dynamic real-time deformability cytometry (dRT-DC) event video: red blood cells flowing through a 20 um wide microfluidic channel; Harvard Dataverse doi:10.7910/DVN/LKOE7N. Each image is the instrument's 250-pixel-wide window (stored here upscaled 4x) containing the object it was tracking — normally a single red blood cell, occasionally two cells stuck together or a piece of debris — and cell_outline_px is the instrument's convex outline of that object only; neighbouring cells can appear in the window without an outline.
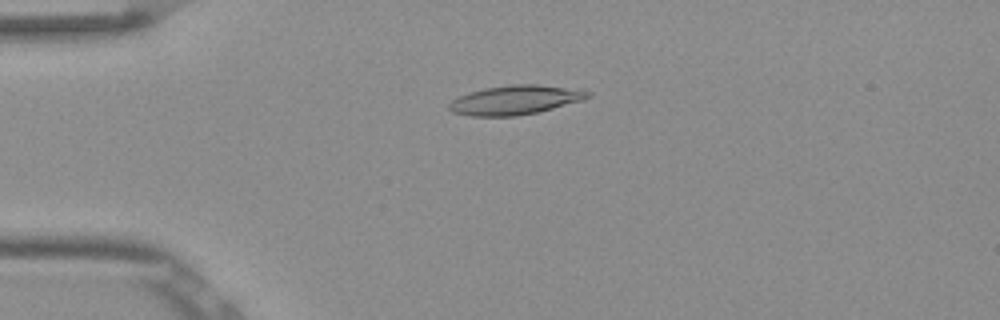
{"species": "Egyptian fruit bat (a non-hibernating species)", "species_latin": "Rousettus aegyptiacus", "temperature_condition": "room temperature", "stored_images_in_passage": 44, "camera_frame_rate_fps": 3000, "um_per_image_px": 0.085, "frame": {"image": 1, "passage_image": 4, "time_ms": 1.0, "image_size_px": [1000, 320], "cell_outline_px": [[592, 96], [584, 100], [536, 112], [516, 116], [472, 116], [452, 112], [448, 108], [448, 104], [452, 100], [460, 96], [484, 88], [512, 84], [536, 84], [584, 88], [592, 92]], "centroid_in_image_um": [43.89, 8.48], "position_along_channel_um": 41.1, "area_um2": 23.87}}
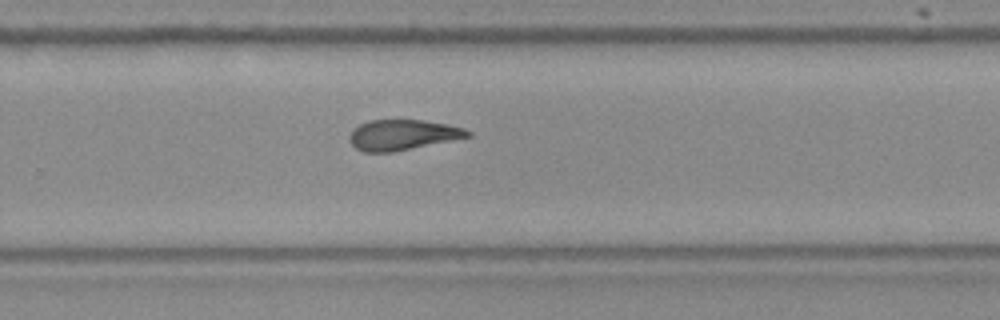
{"frame": {"image": 2, "passage_image": 26, "time_ms": 8.333, "image_size_px": [1000, 320], "cell_outline_px": [[472, 136], [392, 152], [364, 152], [356, 148], [348, 140], [348, 136], [352, 128], [368, 120], [424, 120], [448, 124], [464, 128], [472, 132]], "centroid_in_image_um": [34.2, 11.45], "position_along_channel_um": 295.6, "area_um2": 21.04}}
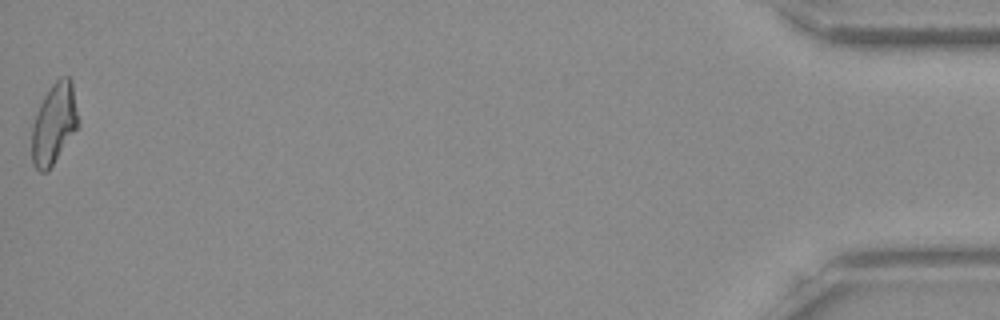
{"frame": {"image": 3, "passage_image": 44, "time_ms": 14.333, "image_size_px": [1000, 320], "cell_outline_px": [[80, 124], [48, 172], [40, 172], [32, 164], [32, 124], [40, 104], [44, 96], [52, 84], [60, 76], [68, 76], [72, 80], [80, 120]], "centroid_in_image_um": [4.62, 10.51], "position_along_channel_um": 430.6, "area_um2": 22.14}, "authors_computed_cell_mechanics": {"area_um2": 21.8195, "velocity_mm_per_s": 3.84, "shape_relaxation_time_tau1_ms": 9.7002, "shape_relaxation_time_tau2_ms": 3.607, "deformation_change_tau1": 0.2508, "deformation_change_tau2": 0.125}}